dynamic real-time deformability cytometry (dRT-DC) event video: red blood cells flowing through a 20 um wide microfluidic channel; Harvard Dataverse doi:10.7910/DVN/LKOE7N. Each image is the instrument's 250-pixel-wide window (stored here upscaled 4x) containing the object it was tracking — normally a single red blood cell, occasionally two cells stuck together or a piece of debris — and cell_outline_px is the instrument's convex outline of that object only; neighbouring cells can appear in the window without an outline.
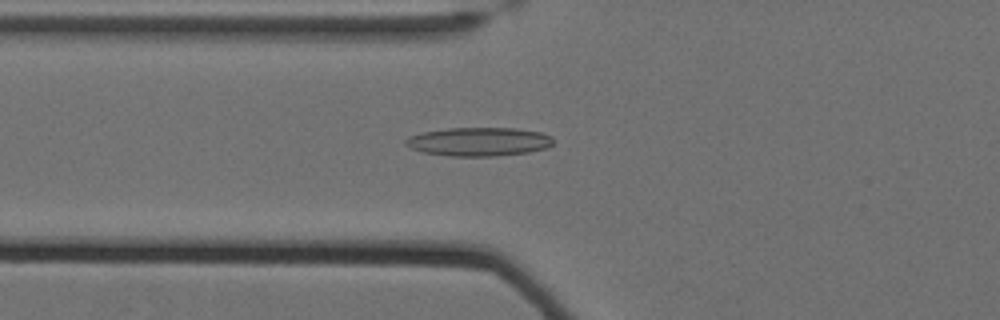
{"species": "Egyptian fruit bat (a non-hibernating species)", "species_latin": "Rousettus aegyptiacus", "temperature_condition": "cold", "stored_images_in_passage": 46, "camera_frame_rate_fps": 3000, "um_per_image_px": 0.085, "animal": {"sex": "female"}, "frame": {"image": 1, "passage_image": 17, "time_ms": 5.333, "image_size_px": [1000, 320], "cell_outline_px": [[552, 144], [548, 148], [528, 152], [496, 156], [452, 156], [424, 152], [412, 148], [404, 144], [404, 140], [408, 136], [424, 132], [448, 128], [516, 128], [544, 132], [552, 136]], "centroid_in_image_um": [40.74, 12.03], "position_along_channel_um": 85.1, "area_um2": 24.74}}
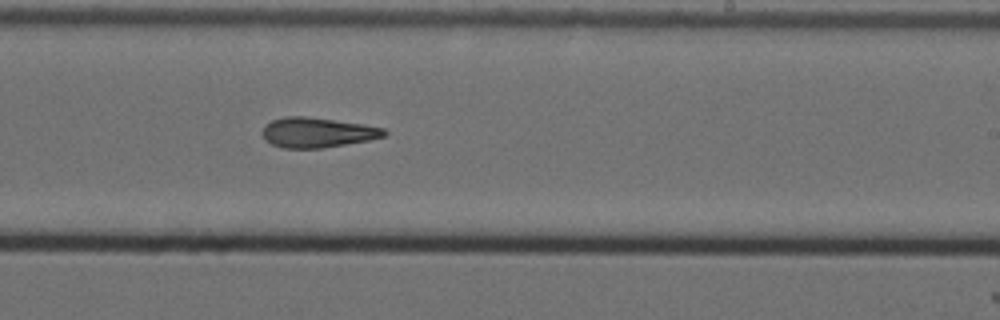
{"frame": {"image": 2, "passage_image": 32, "time_ms": 10.333, "image_size_px": [1000, 320], "cell_outline_px": [[388, 132], [384, 136], [368, 140], [320, 148], [284, 148], [272, 144], [264, 140], [264, 124], [272, 120], [284, 116], [304, 116], [364, 124], [384, 128]], "centroid_in_image_um": [26.96, 11.25], "position_along_channel_um": 262.0, "area_um2": 21.1}}
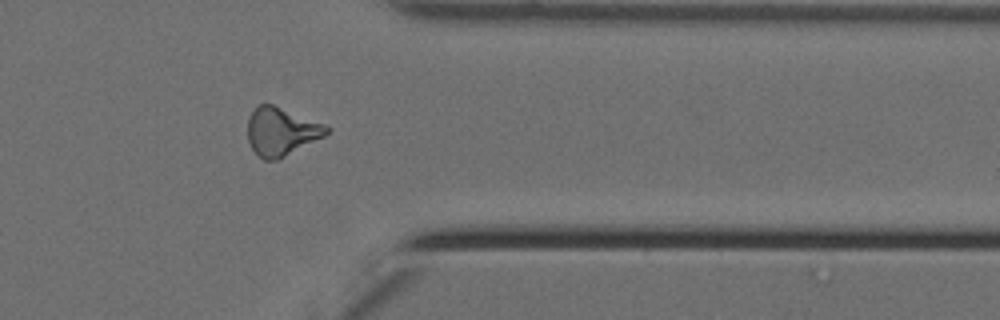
{"frame": {"image": 3, "passage_image": 43, "time_ms": 14.0, "image_size_px": [1000, 320], "cell_outline_px": [[332, 128], [324, 136], [276, 160], [264, 160], [256, 156], [248, 140], [248, 116], [260, 104], [272, 104], [328, 124]], "centroid_in_image_um": [23.92, 11.17], "position_along_channel_um": 387.5, "area_um2": 22.2}, "authors_computed_cell_mechanics": {"area_um2": 21.5883, "velocity_mm_per_s": 3.5086, "shape_relaxation_time_tau1_ms": null, "shape_relaxation_time_tau2_ms": 4.0073, "deformation_change_tau1": null, "deformation_change_tau2": 0.1521}}